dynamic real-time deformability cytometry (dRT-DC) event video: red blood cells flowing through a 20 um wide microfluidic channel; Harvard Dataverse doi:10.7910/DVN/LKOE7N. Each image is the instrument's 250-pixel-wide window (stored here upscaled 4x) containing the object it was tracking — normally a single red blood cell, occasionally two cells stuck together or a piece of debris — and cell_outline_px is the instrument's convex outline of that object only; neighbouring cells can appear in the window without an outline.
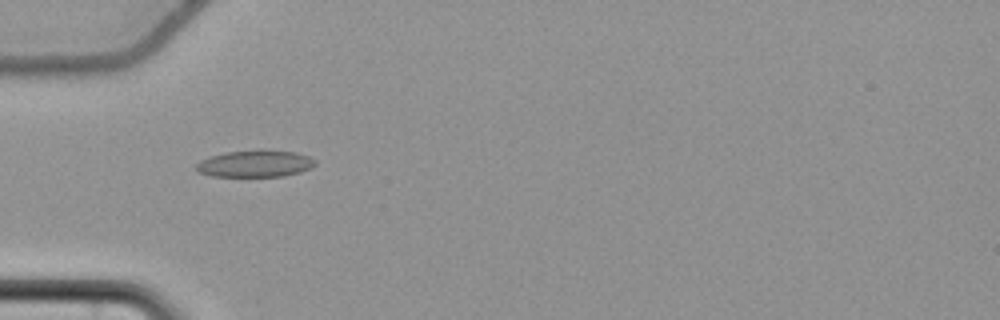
{"species": "common noctule bat (a hibernating species)", "species_latin": "Nyctalus noctula", "temperature_condition": "cold", "stored_images_in_passage": 41, "camera_frame_rate_fps": 3000, "um_per_image_px": 0.085, "animal": {"sex": "female", "body_mass_g": 22.7, "forearm_length_mm": 54.2}, "frame": {"image": 1, "passage_image": 3, "time_ms": 0.667, "image_size_px": [1000, 320], "cell_outline_px": [[316, 164], [312, 168], [300, 172], [284, 176], [212, 176], [196, 172], [196, 164], [200, 160], [208, 156], [228, 152], [260, 148], [264, 148], [296, 152], [308, 156], [316, 160]], "centroid_in_image_um": [21.7, 13.88], "position_along_channel_um": 63.3, "area_um2": 19.13}}
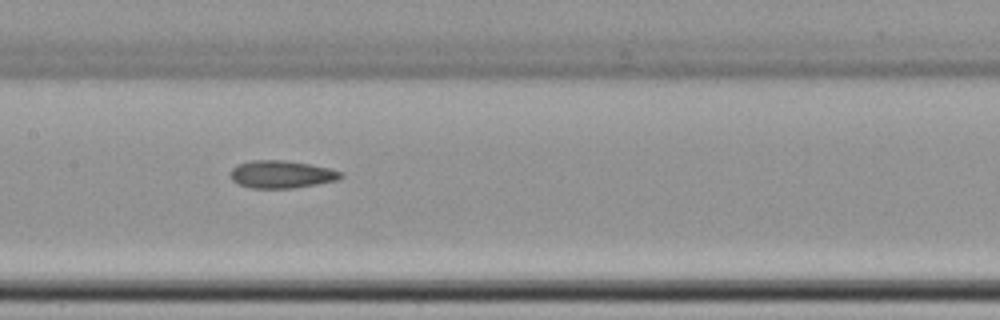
{"frame": {"image": 2, "passage_image": 13, "time_ms": 4.0, "image_size_px": [1000, 320], "cell_outline_px": [[344, 176], [336, 180], [316, 184], [292, 188], [252, 188], [240, 184], [232, 180], [232, 168], [236, 164], [252, 160], [284, 160], [312, 164], [344, 172]], "centroid_in_image_um": [23.95, 14.8], "position_along_channel_um": 183.4, "area_um2": 17.69}}
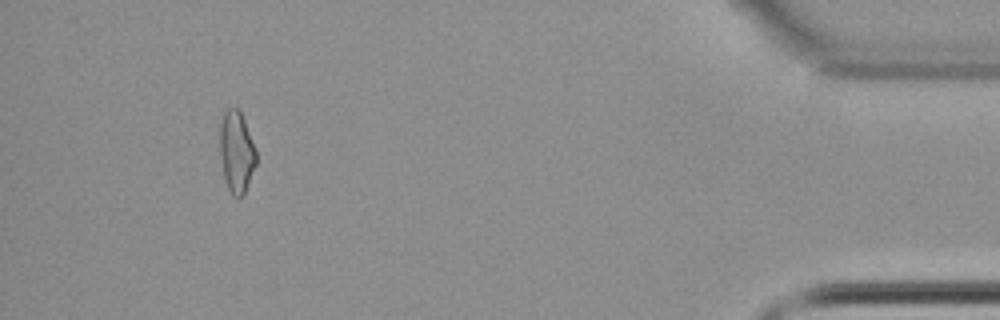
{"frame": {"image": 3, "passage_image": 37, "time_ms": 12.0, "image_size_px": [1000, 320], "cell_outline_px": [[256, 164], [244, 192], [240, 196], [232, 196], [224, 180], [220, 156], [220, 124], [224, 112], [228, 108], [236, 108], [240, 112], [244, 120], [256, 152]], "centroid_in_image_um": [20.08, 12.91], "position_along_channel_um": 415.1, "area_um2": 16.94}, "authors_computed_cell_mechanics": {"area_um2": 17.5134, "velocity_mm_per_s": 3.6986, "shape_relaxation_time_tau1_ms": null, "shape_relaxation_time_tau2_ms": 2.9047, "deformation_change_tau1": null, "deformation_change_tau2": 0.1038}}